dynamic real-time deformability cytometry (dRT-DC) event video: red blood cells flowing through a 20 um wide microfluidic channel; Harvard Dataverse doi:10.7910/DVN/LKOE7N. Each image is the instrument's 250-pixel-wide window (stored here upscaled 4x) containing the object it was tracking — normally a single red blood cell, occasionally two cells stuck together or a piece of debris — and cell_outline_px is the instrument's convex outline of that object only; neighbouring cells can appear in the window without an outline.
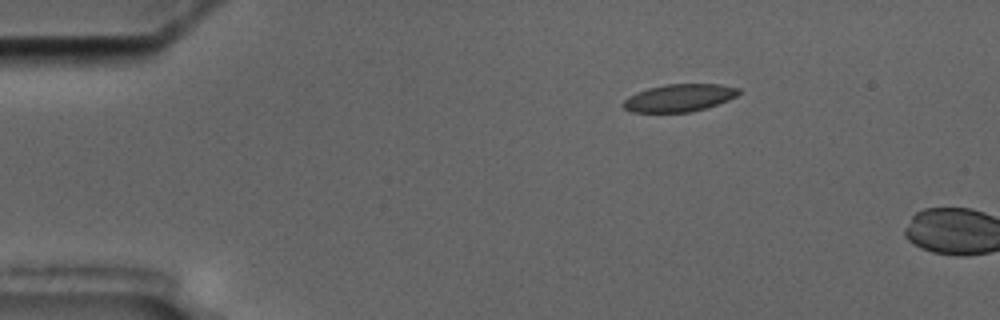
{"species": "common noctule bat (a hibernating species)", "species_latin": "Nyctalus noctula", "temperature_condition": "cold", "stored_images_in_passage": 4, "camera_frame_rate_fps": 3000, "um_per_image_px": 0.085, "animal": {"sex": "male", "body_mass_g": 17.5, "forearm_length_mm": 52.3}, "frame": {"image": 1, "passage_image": 4, "time_ms": 7.667, "image_size_px": [1000, 320], "cell_outline_px": [[740, 92], [736, 96], [728, 100], [704, 108], [688, 112], [632, 112], [624, 108], [620, 104], [628, 96], [636, 92], [648, 88], [664, 84], [720, 84], [740, 88]], "centroid_in_image_um": [57.7, 8.31], "position_along_channel_um": 27.3, "area_um2": 18.5}}